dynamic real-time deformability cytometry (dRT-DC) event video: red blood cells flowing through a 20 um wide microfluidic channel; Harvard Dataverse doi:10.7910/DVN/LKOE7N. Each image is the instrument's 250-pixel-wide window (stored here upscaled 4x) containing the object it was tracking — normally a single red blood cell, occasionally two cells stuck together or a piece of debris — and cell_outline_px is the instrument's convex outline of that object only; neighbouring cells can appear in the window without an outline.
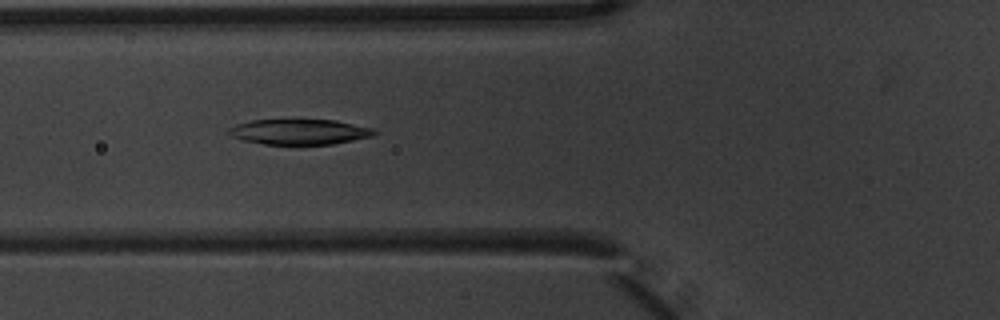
{"species": "common noctule bat (a hibernating species)", "species_latin": "Nyctalus noctula", "temperature_condition": "warm", "stored_images_in_passage": 7, "camera_frame_rate_fps": 3000, "um_per_image_px": 0.085, "animal": {"sex": "male", "body_mass_g": 20.1, "forearm_length_mm": 53.5}, "frame": {"image": 1, "passage_image": 3, "time_ms": 0.667, "image_size_px": [1000, 320], "cell_outline_px": [[380, 132], [372, 136], [332, 144], [296, 148], [264, 144], [240, 140], [232, 136], [228, 132], [228, 128], [236, 124], [252, 120], [336, 120], [376, 128]], "centroid_in_image_um": [25.48, 11.25], "position_along_channel_um": 100.3, "area_um2": 22.6}}
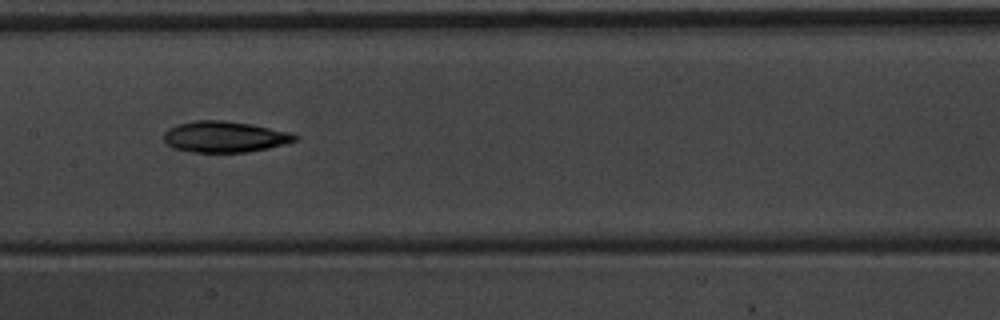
{"frame": {"image": 2, "passage_image": 5, "time_ms": 1.333, "image_size_px": [1000, 320], "cell_outline_px": [[300, 136], [296, 140], [284, 144], [268, 148], [244, 152], [192, 152], [172, 148], [164, 140], [164, 132], [168, 128], [180, 124], [196, 120], [224, 120], [252, 124], [292, 132]], "centroid_in_image_um": [19.12, 11.62], "position_along_channel_um": 188.3, "area_um2": 23.81}}
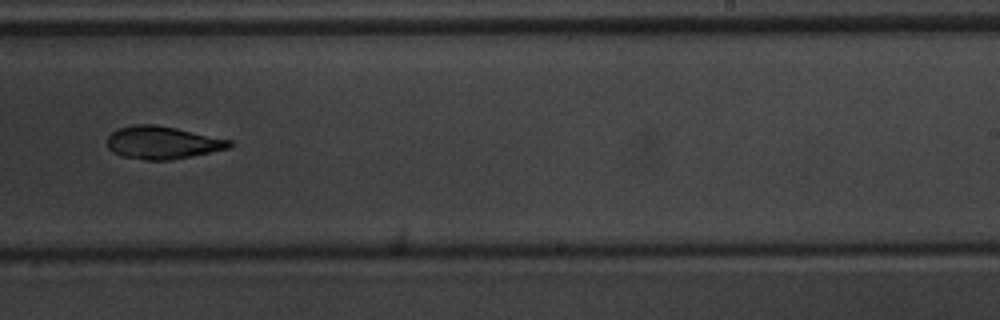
{"frame": {"image": 3, "passage_image": 7, "time_ms": 2.0, "image_size_px": [1000, 320], "cell_outline_px": [[232, 148], [168, 160], [144, 160], [120, 156], [112, 152], [108, 148], [108, 136], [112, 132], [120, 128], [136, 124], [156, 124], [176, 128], [232, 140]], "centroid_in_image_um": [13.81, 12.12], "position_along_channel_um": 275.2, "area_um2": 23.29}}